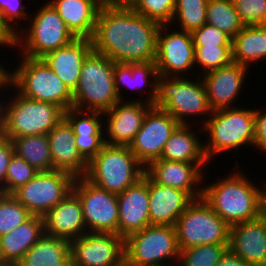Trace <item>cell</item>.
Masks as SVG:
<instances>
[{"label": "cell", "mask_w": 266, "mask_h": 266, "mask_svg": "<svg viewBox=\"0 0 266 266\" xmlns=\"http://www.w3.org/2000/svg\"><path fill=\"white\" fill-rule=\"evenodd\" d=\"M159 27V23L141 16L127 3H103L92 47L114 63L155 61Z\"/></svg>", "instance_id": "obj_1"}, {"label": "cell", "mask_w": 266, "mask_h": 266, "mask_svg": "<svg viewBox=\"0 0 266 266\" xmlns=\"http://www.w3.org/2000/svg\"><path fill=\"white\" fill-rule=\"evenodd\" d=\"M229 173L212 184H203L202 198L229 226L260 217L263 188L241 171Z\"/></svg>", "instance_id": "obj_2"}, {"label": "cell", "mask_w": 266, "mask_h": 266, "mask_svg": "<svg viewBox=\"0 0 266 266\" xmlns=\"http://www.w3.org/2000/svg\"><path fill=\"white\" fill-rule=\"evenodd\" d=\"M240 107L214 110L202 125V133L207 136L204 153L210 163L213 156L224 151H237L244 145L254 147L255 108Z\"/></svg>", "instance_id": "obj_3"}, {"label": "cell", "mask_w": 266, "mask_h": 266, "mask_svg": "<svg viewBox=\"0 0 266 266\" xmlns=\"http://www.w3.org/2000/svg\"><path fill=\"white\" fill-rule=\"evenodd\" d=\"M114 64L94 50L86 56L78 84L72 92L73 108L105 113L120 101L115 90Z\"/></svg>", "instance_id": "obj_4"}, {"label": "cell", "mask_w": 266, "mask_h": 266, "mask_svg": "<svg viewBox=\"0 0 266 266\" xmlns=\"http://www.w3.org/2000/svg\"><path fill=\"white\" fill-rule=\"evenodd\" d=\"M21 58L19 66L10 70L11 82L5 92L16 90L26 98L55 104L64 112L72 108L73 93L42 59Z\"/></svg>", "instance_id": "obj_5"}, {"label": "cell", "mask_w": 266, "mask_h": 266, "mask_svg": "<svg viewBox=\"0 0 266 266\" xmlns=\"http://www.w3.org/2000/svg\"><path fill=\"white\" fill-rule=\"evenodd\" d=\"M145 174L129 146L105 144L88 163L85 178L108 192L120 194Z\"/></svg>", "instance_id": "obj_6"}, {"label": "cell", "mask_w": 266, "mask_h": 266, "mask_svg": "<svg viewBox=\"0 0 266 266\" xmlns=\"http://www.w3.org/2000/svg\"><path fill=\"white\" fill-rule=\"evenodd\" d=\"M42 5L33 16L31 13L27 22L29 27L19 28L15 45L16 50L22 47L19 55L41 59L77 38L49 2Z\"/></svg>", "instance_id": "obj_7"}, {"label": "cell", "mask_w": 266, "mask_h": 266, "mask_svg": "<svg viewBox=\"0 0 266 266\" xmlns=\"http://www.w3.org/2000/svg\"><path fill=\"white\" fill-rule=\"evenodd\" d=\"M197 78L191 80L187 79V76H159L154 106L168 112L180 124L191 123V121L187 122L188 116L190 118V116L206 115L202 117L203 121L200 120V124H204L213 110L210 108L201 75H197Z\"/></svg>", "instance_id": "obj_8"}, {"label": "cell", "mask_w": 266, "mask_h": 266, "mask_svg": "<svg viewBox=\"0 0 266 266\" xmlns=\"http://www.w3.org/2000/svg\"><path fill=\"white\" fill-rule=\"evenodd\" d=\"M124 253V266L170 265L165 261L178 263L180 249L175 226L148 225L128 235L124 239Z\"/></svg>", "instance_id": "obj_9"}, {"label": "cell", "mask_w": 266, "mask_h": 266, "mask_svg": "<svg viewBox=\"0 0 266 266\" xmlns=\"http://www.w3.org/2000/svg\"><path fill=\"white\" fill-rule=\"evenodd\" d=\"M13 95V98L10 95L5 101V127L2 134L11 140L48 134L64 118V111L55 104L26 98L17 91Z\"/></svg>", "instance_id": "obj_10"}, {"label": "cell", "mask_w": 266, "mask_h": 266, "mask_svg": "<svg viewBox=\"0 0 266 266\" xmlns=\"http://www.w3.org/2000/svg\"><path fill=\"white\" fill-rule=\"evenodd\" d=\"M175 228L180 250L205 244H229L230 226L202 197L189 204Z\"/></svg>", "instance_id": "obj_11"}, {"label": "cell", "mask_w": 266, "mask_h": 266, "mask_svg": "<svg viewBox=\"0 0 266 266\" xmlns=\"http://www.w3.org/2000/svg\"><path fill=\"white\" fill-rule=\"evenodd\" d=\"M74 179L63 171H41L12 195L32 215L43 217L72 191Z\"/></svg>", "instance_id": "obj_12"}, {"label": "cell", "mask_w": 266, "mask_h": 266, "mask_svg": "<svg viewBox=\"0 0 266 266\" xmlns=\"http://www.w3.org/2000/svg\"><path fill=\"white\" fill-rule=\"evenodd\" d=\"M72 191L78 196L87 232L118 234V197L93 185L85 177L74 179Z\"/></svg>", "instance_id": "obj_13"}, {"label": "cell", "mask_w": 266, "mask_h": 266, "mask_svg": "<svg viewBox=\"0 0 266 266\" xmlns=\"http://www.w3.org/2000/svg\"><path fill=\"white\" fill-rule=\"evenodd\" d=\"M169 29V25H160L157 33L155 64L158 75L183 77L185 74L184 77L189 76L190 70L195 69V46L192 34L179 31V29L178 31Z\"/></svg>", "instance_id": "obj_14"}, {"label": "cell", "mask_w": 266, "mask_h": 266, "mask_svg": "<svg viewBox=\"0 0 266 266\" xmlns=\"http://www.w3.org/2000/svg\"><path fill=\"white\" fill-rule=\"evenodd\" d=\"M71 266H124V238L87 232L70 243Z\"/></svg>", "instance_id": "obj_15"}, {"label": "cell", "mask_w": 266, "mask_h": 266, "mask_svg": "<svg viewBox=\"0 0 266 266\" xmlns=\"http://www.w3.org/2000/svg\"><path fill=\"white\" fill-rule=\"evenodd\" d=\"M179 124L161 108L152 106L147 111L140 130L129 145L131 152L145 168L160 159L167 140Z\"/></svg>", "instance_id": "obj_16"}, {"label": "cell", "mask_w": 266, "mask_h": 266, "mask_svg": "<svg viewBox=\"0 0 266 266\" xmlns=\"http://www.w3.org/2000/svg\"><path fill=\"white\" fill-rule=\"evenodd\" d=\"M152 106L139 98L131 101L127 99L125 102H117L109 111L103 113L104 118L106 116V123H103L105 144L129 146Z\"/></svg>", "instance_id": "obj_17"}, {"label": "cell", "mask_w": 266, "mask_h": 266, "mask_svg": "<svg viewBox=\"0 0 266 266\" xmlns=\"http://www.w3.org/2000/svg\"><path fill=\"white\" fill-rule=\"evenodd\" d=\"M207 164L157 159L145 168V173L157 184L184 190L198 199L202 197L203 183L207 179V171L203 172Z\"/></svg>", "instance_id": "obj_18"}, {"label": "cell", "mask_w": 266, "mask_h": 266, "mask_svg": "<svg viewBox=\"0 0 266 266\" xmlns=\"http://www.w3.org/2000/svg\"><path fill=\"white\" fill-rule=\"evenodd\" d=\"M118 197V235L124 239L150 225L149 176L145 173Z\"/></svg>", "instance_id": "obj_19"}, {"label": "cell", "mask_w": 266, "mask_h": 266, "mask_svg": "<svg viewBox=\"0 0 266 266\" xmlns=\"http://www.w3.org/2000/svg\"><path fill=\"white\" fill-rule=\"evenodd\" d=\"M248 70L246 66L231 62L225 67L209 71L205 74H198L201 75L208 102L213 111L237 107L235 100L238 99L237 96L241 93V89H243L244 81L248 78L246 77L249 73Z\"/></svg>", "instance_id": "obj_20"}, {"label": "cell", "mask_w": 266, "mask_h": 266, "mask_svg": "<svg viewBox=\"0 0 266 266\" xmlns=\"http://www.w3.org/2000/svg\"><path fill=\"white\" fill-rule=\"evenodd\" d=\"M44 234L69 243L87 233L81 202L71 191L43 216Z\"/></svg>", "instance_id": "obj_21"}, {"label": "cell", "mask_w": 266, "mask_h": 266, "mask_svg": "<svg viewBox=\"0 0 266 266\" xmlns=\"http://www.w3.org/2000/svg\"><path fill=\"white\" fill-rule=\"evenodd\" d=\"M228 249L250 266H266V221L260 216L230 226Z\"/></svg>", "instance_id": "obj_22"}, {"label": "cell", "mask_w": 266, "mask_h": 266, "mask_svg": "<svg viewBox=\"0 0 266 266\" xmlns=\"http://www.w3.org/2000/svg\"><path fill=\"white\" fill-rule=\"evenodd\" d=\"M53 169L71 174L74 178L85 177L88 162L80 155L73 128L65 118L47 134Z\"/></svg>", "instance_id": "obj_23"}, {"label": "cell", "mask_w": 266, "mask_h": 266, "mask_svg": "<svg viewBox=\"0 0 266 266\" xmlns=\"http://www.w3.org/2000/svg\"><path fill=\"white\" fill-rule=\"evenodd\" d=\"M193 200L186 191L157 184L149 177L150 225L175 226Z\"/></svg>", "instance_id": "obj_24"}, {"label": "cell", "mask_w": 266, "mask_h": 266, "mask_svg": "<svg viewBox=\"0 0 266 266\" xmlns=\"http://www.w3.org/2000/svg\"><path fill=\"white\" fill-rule=\"evenodd\" d=\"M92 50L91 39L76 38L68 45L47 53L41 59L73 92L79 81L82 64Z\"/></svg>", "instance_id": "obj_25"}, {"label": "cell", "mask_w": 266, "mask_h": 266, "mask_svg": "<svg viewBox=\"0 0 266 266\" xmlns=\"http://www.w3.org/2000/svg\"><path fill=\"white\" fill-rule=\"evenodd\" d=\"M49 3L77 38L93 37L101 0H49Z\"/></svg>", "instance_id": "obj_26"}, {"label": "cell", "mask_w": 266, "mask_h": 266, "mask_svg": "<svg viewBox=\"0 0 266 266\" xmlns=\"http://www.w3.org/2000/svg\"><path fill=\"white\" fill-rule=\"evenodd\" d=\"M158 77L159 75L155 61L146 62V63L114 64L115 90L118 94L120 101L125 100V98H123L122 96L123 95L121 91L122 88L123 89L125 88V90L133 89L132 91H134L139 89L140 91H143L144 90L143 88H145V86L147 85L148 88L151 89L147 90L149 94L146 97V100L144 101L154 106L157 99Z\"/></svg>", "instance_id": "obj_27"}, {"label": "cell", "mask_w": 266, "mask_h": 266, "mask_svg": "<svg viewBox=\"0 0 266 266\" xmlns=\"http://www.w3.org/2000/svg\"><path fill=\"white\" fill-rule=\"evenodd\" d=\"M43 234V217L32 215L9 233L0 236V263L16 266Z\"/></svg>", "instance_id": "obj_28"}, {"label": "cell", "mask_w": 266, "mask_h": 266, "mask_svg": "<svg viewBox=\"0 0 266 266\" xmlns=\"http://www.w3.org/2000/svg\"><path fill=\"white\" fill-rule=\"evenodd\" d=\"M190 125L179 124L175 128L165 144L160 159L188 163H209L204 153V143L199 138V135L203 134L201 133L203 132L202 126L197 127V131L194 132Z\"/></svg>", "instance_id": "obj_29"}, {"label": "cell", "mask_w": 266, "mask_h": 266, "mask_svg": "<svg viewBox=\"0 0 266 266\" xmlns=\"http://www.w3.org/2000/svg\"><path fill=\"white\" fill-rule=\"evenodd\" d=\"M16 266H71L70 243L43 234Z\"/></svg>", "instance_id": "obj_30"}, {"label": "cell", "mask_w": 266, "mask_h": 266, "mask_svg": "<svg viewBox=\"0 0 266 266\" xmlns=\"http://www.w3.org/2000/svg\"><path fill=\"white\" fill-rule=\"evenodd\" d=\"M231 51L232 62L248 68L262 61L266 58V25H245L232 39Z\"/></svg>", "instance_id": "obj_31"}, {"label": "cell", "mask_w": 266, "mask_h": 266, "mask_svg": "<svg viewBox=\"0 0 266 266\" xmlns=\"http://www.w3.org/2000/svg\"><path fill=\"white\" fill-rule=\"evenodd\" d=\"M11 141L15 154L38 172L54 170L47 134L16 137Z\"/></svg>", "instance_id": "obj_32"}, {"label": "cell", "mask_w": 266, "mask_h": 266, "mask_svg": "<svg viewBox=\"0 0 266 266\" xmlns=\"http://www.w3.org/2000/svg\"><path fill=\"white\" fill-rule=\"evenodd\" d=\"M206 24L217 27L232 39L245 26L239 18L233 0H209L206 7Z\"/></svg>", "instance_id": "obj_33"}, {"label": "cell", "mask_w": 266, "mask_h": 266, "mask_svg": "<svg viewBox=\"0 0 266 266\" xmlns=\"http://www.w3.org/2000/svg\"><path fill=\"white\" fill-rule=\"evenodd\" d=\"M209 0H176L171 24L180 25V30L194 32L206 24V7ZM176 20V21H175Z\"/></svg>", "instance_id": "obj_34"}, {"label": "cell", "mask_w": 266, "mask_h": 266, "mask_svg": "<svg viewBox=\"0 0 266 266\" xmlns=\"http://www.w3.org/2000/svg\"><path fill=\"white\" fill-rule=\"evenodd\" d=\"M228 244H205L180 250L177 266H216Z\"/></svg>", "instance_id": "obj_35"}, {"label": "cell", "mask_w": 266, "mask_h": 266, "mask_svg": "<svg viewBox=\"0 0 266 266\" xmlns=\"http://www.w3.org/2000/svg\"><path fill=\"white\" fill-rule=\"evenodd\" d=\"M126 3L146 19L171 26L176 0H128Z\"/></svg>", "instance_id": "obj_36"}, {"label": "cell", "mask_w": 266, "mask_h": 266, "mask_svg": "<svg viewBox=\"0 0 266 266\" xmlns=\"http://www.w3.org/2000/svg\"><path fill=\"white\" fill-rule=\"evenodd\" d=\"M102 116V117H101ZM64 118L73 128L75 135H104L103 113L97 111L69 108L64 112Z\"/></svg>", "instance_id": "obj_37"}, {"label": "cell", "mask_w": 266, "mask_h": 266, "mask_svg": "<svg viewBox=\"0 0 266 266\" xmlns=\"http://www.w3.org/2000/svg\"><path fill=\"white\" fill-rule=\"evenodd\" d=\"M31 216L12 194L0 193V236L9 233Z\"/></svg>", "instance_id": "obj_38"}, {"label": "cell", "mask_w": 266, "mask_h": 266, "mask_svg": "<svg viewBox=\"0 0 266 266\" xmlns=\"http://www.w3.org/2000/svg\"><path fill=\"white\" fill-rule=\"evenodd\" d=\"M232 46H195L194 65L200 73L225 67L232 62Z\"/></svg>", "instance_id": "obj_39"}, {"label": "cell", "mask_w": 266, "mask_h": 266, "mask_svg": "<svg viewBox=\"0 0 266 266\" xmlns=\"http://www.w3.org/2000/svg\"><path fill=\"white\" fill-rule=\"evenodd\" d=\"M38 171L23 158L13 155L8 165L5 178V194H13L17 189L27 184Z\"/></svg>", "instance_id": "obj_40"}, {"label": "cell", "mask_w": 266, "mask_h": 266, "mask_svg": "<svg viewBox=\"0 0 266 266\" xmlns=\"http://www.w3.org/2000/svg\"><path fill=\"white\" fill-rule=\"evenodd\" d=\"M244 25H266V0H233Z\"/></svg>", "instance_id": "obj_41"}, {"label": "cell", "mask_w": 266, "mask_h": 266, "mask_svg": "<svg viewBox=\"0 0 266 266\" xmlns=\"http://www.w3.org/2000/svg\"><path fill=\"white\" fill-rule=\"evenodd\" d=\"M191 34L194 46H232L229 35L208 24H203Z\"/></svg>", "instance_id": "obj_42"}, {"label": "cell", "mask_w": 266, "mask_h": 266, "mask_svg": "<svg viewBox=\"0 0 266 266\" xmlns=\"http://www.w3.org/2000/svg\"><path fill=\"white\" fill-rule=\"evenodd\" d=\"M22 0H0V11L5 23L17 34L19 32V21H28L30 15L27 7L22 4ZM26 8V9H25ZM26 11V12H25ZM17 23V24H15ZM14 24V25H13Z\"/></svg>", "instance_id": "obj_43"}, {"label": "cell", "mask_w": 266, "mask_h": 266, "mask_svg": "<svg viewBox=\"0 0 266 266\" xmlns=\"http://www.w3.org/2000/svg\"><path fill=\"white\" fill-rule=\"evenodd\" d=\"M80 155L89 163L105 145L104 135H75Z\"/></svg>", "instance_id": "obj_44"}, {"label": "cell", "mask_w": 266, "mask_h": 266, "mask_svg": "<svg viewBox=\"0 0 266 266\" xmlns=\"http://www.w3.org/2000/svg\"><path fill=\"white\" fill-rule=\"evenodd\" d=\"M15 154L11 139L0 136V193H5V178L8 165Z\"/></svg>", "instance_id": "obj_45"}, {"label": "cell", "mask_w": 266, "mask_h": 266, "mask_svg": "<svg viewBox=\"0 0 266 266\" xmlns=\"http://www.w3.org/2000/svg\"><path fill=\"white\" fill-rule=\"evenodd\" d=\"M254 147L266 152V112L255 108ZM266 155V154H265Z\"/></svg>", "instance_id": "obj_46"}, {"label": "cell", "mask_w": 266, "mask_h": 266, "mask_svg": "<svg viewBox=\"0 0 266 266\" xmlns=\"http://www.w3.org/2000/svg\"><path fill=\"white\" fill-rule=\"evenodd\" d=\"M17 34L5 23L0 11V46L14 48Z\"/></svg>", "instance_id": "obj_47"}, {"label": "cell", "mask_w": 266, "mask_h": 266, "mask_svg": "<svg viewBox=\"0 0 266 266\" xmlns=\"http://www.w3.org/2000/svg\"><path fill=\"white\" fill-rule=\"evenodd\" d=\"M216 266H250L241 257L231 252L229 249L221 256Z\"/></svg>", "instance_id": "obj_48"}, {"label": "cell", "mask_w": 266, "mask_h": 266, "mask_svg": "<svg viewBox=\"0 0 266 266\" xmlns=\"http://www.w3.org/2000/svg\"><path fill=\"white\" fill-rule=\"evenodd\" d=\"M3 66L5 65H1L0 63V93H3V88L5 90L7 87H9L11 82V71L10 69L8 71L7 66L6 68H4Z\"/></svg>", "instance_id": "obj_49"}, {"label": "cell", "mask_w": 266, "mask_h": 266, "mask_svg": "<svg viewBox=\"0 0 266 266\" xmlns=\"http://www.w3.org/2000/svg\"><path fill=\"white\" fill-rule=\"evenodd\" d=\"M2 98V95H0ZM3 102L0 101V136L3 134V129L5 127V115H6V103L4 102V99L6 101V98L4 96Z\"/></svg>", "instance_id": "obj_50"}, {"label": "cell", "mask_w": 266, "mask_h": 266, "mask_svg": "<svg viewBox=\"0 0 266 266\" xmlns=\"http://www.w3.org/2000/svg\"><path fill=\"white\" fill-rule=\"evenodd\" d=\"M263 186L262 200H261V217L266 221V184Z\"/></svg>", "instance_id": "obj_51"}, {"label": "cell", "mask_w": 266, "mask_h": 266, "mask_svg": "<svg viewBox=\"0 0 266 266\" xmlns=\"http://www.w3.org/2000/svg\"><path fill=\"white\" fill-rule=\"evenodd\" d=\"M103 3H126L128 0H101Z\"/></svg>", "instance_id": "obj_52"}, {"label": "cell", "mask_w": 266, "mask_h": 266, "mask_svg": "<svg viewBox=\"0 0 266 266\" xmlns=\"http://www.w3.org/2000/svg\"><path fill=\"white\" fill-rule=\"evenodd\" d=\"M0 266H15V265H10V264H2V263H0Z\"/></svg>", "instance_id": "obj_53"}]
</instances>
